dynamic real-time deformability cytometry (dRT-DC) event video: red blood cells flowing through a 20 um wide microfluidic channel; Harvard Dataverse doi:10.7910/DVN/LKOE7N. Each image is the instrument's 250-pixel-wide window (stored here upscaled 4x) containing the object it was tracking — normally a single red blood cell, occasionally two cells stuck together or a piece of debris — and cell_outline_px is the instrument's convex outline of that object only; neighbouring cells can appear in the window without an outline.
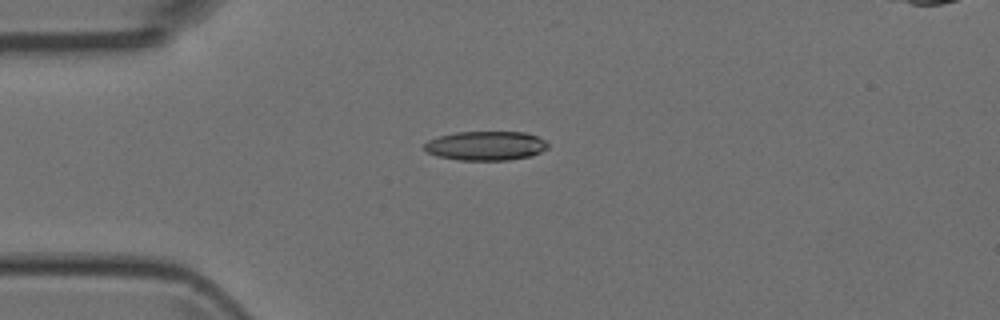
{"species": "Egyptian fruit bat (a non-hibernating species)", "species_latin": "Rousettus aegyptiacus", "temperature_condition": "room temperature", "stored_images_in_passage": 49, "camera_frame_rate_fps": 3000, "um_per_image_px": 0.085, "animal": {"sex": "female"}, "frame": {"image": 1, "passage_image": 12, "time_ms": 3.667, "image_size_px": [1000, 320], "cell_outline_px": [[548, 148], [532, 156], [508, 160], [460, 160], [440, 156], [428, 152], [424, 148], [424, 144], [428, 140], [440, 136], [456, 132], [524, 132], [536, 136], [544, 140], [548, 144]], "centroid_in_image_um": [41.32, 12.39], "position_along_channel_um": 43.7, "area_um2": 20.87}}
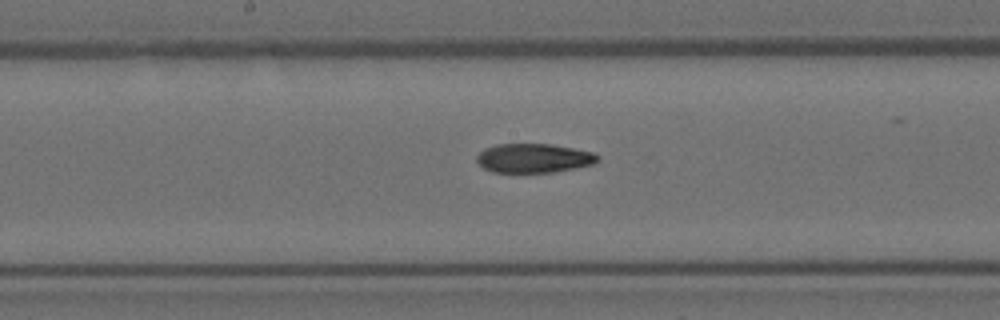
{"frame": {"image": 2, "passage_image": 25, "time_ms": 8.0, "image_size_px": [1000, 320], "cell_outline_px": [[600, 160], [596, 164], [556, 172], [492, 172], [484, 168], [476, 160], [476, 156], [484, 148], [496, 144], [552, 144], [592, 152], [600, 156]], "centroid_in_image_um": [45.4, 13.44], "position_along_channel_um": 202.8, "area_um2": 20.69}}
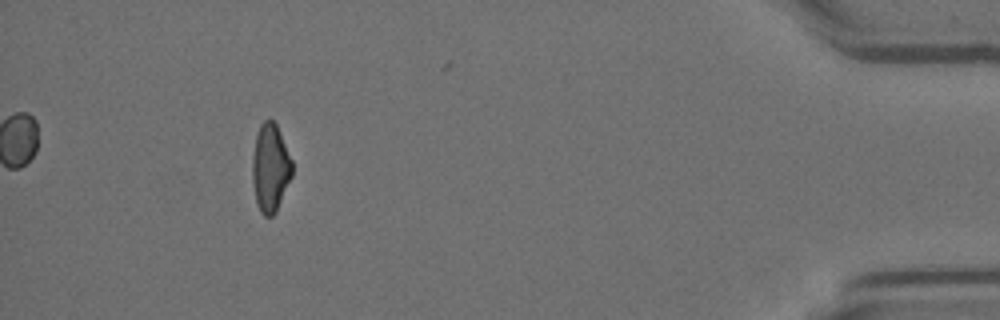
{"frame": {"image": 3, "passage_image": 45, "time_ms": 14.667, "image_size_px": [1000, 320], "cell_outline_px": [[292, 176], [276, 212], [272, 216], [264, 216], [260, 212], [256, 200], [252, 180], [252, 156], [256, 132], [260, 124], [264, 120], [272, 120], [276, 124], [292, 160]], "centroid_in_image_um": [22.97, 14.26], "position_along_channel_um": 412.2, "area_um2": 20.46}}